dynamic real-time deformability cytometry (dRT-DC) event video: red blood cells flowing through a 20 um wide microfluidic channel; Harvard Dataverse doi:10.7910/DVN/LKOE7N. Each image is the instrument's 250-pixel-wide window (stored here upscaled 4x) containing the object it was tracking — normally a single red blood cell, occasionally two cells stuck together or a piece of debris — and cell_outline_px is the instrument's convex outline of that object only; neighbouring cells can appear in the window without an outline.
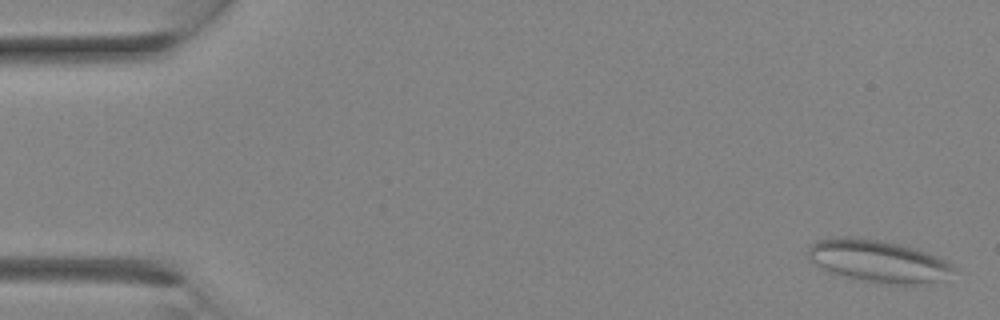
{"species": "Egyptian fruit bat (a non-hibernating species)", "species_latin": "Rousettus aegyptiacus", "temperature_condition": "room temperature", "stored_images_in_passage": 7, "camera_frame_rate_fps": 3000, "um_per_image_px": 0.085, "animal": {"sex": "female"}, "frame": {"image": 1, "passage_image": 1, "time_ms": 0.0, "image_size_px": [1000, 320], "cell_outline_px": [[956, 268], [944, 280], [912, 284], [900, 284], [868, 280], [828, 272], [812, 260], [808, 256], [808, 248], [816, 240], [832, 236], [876, 240], [900, 244], [916, 248], [948, 260]], "centroid_in_image_um": [74.68, 22.17], "position_along_channel_um": 10.3, "area_um2": 35.08}}
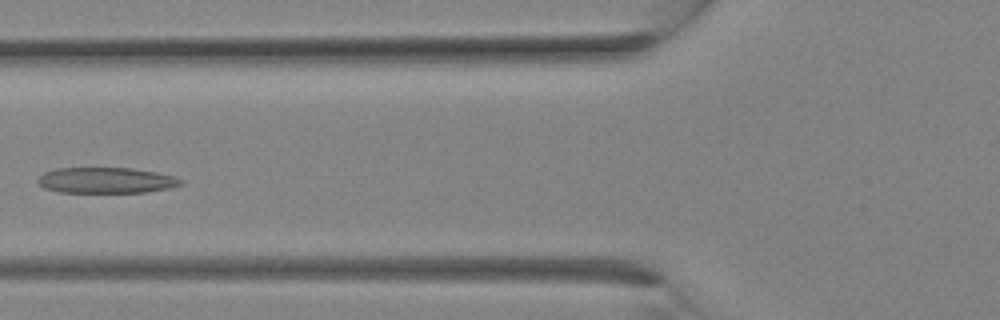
{"frame": {"image": 2, "passage_image": 6, "time_ms": 1.667, "image_size_px": [1000, 320], "cell_outline_px": [[184, 184], [168, 188], [148, 192], [60, 192], [44, 188], [36, 180], [44, 172], [56, 168], [132, 168], [156, 172], [172, 176], [184, 180]], "centroid_in_image_um": [9.03, 15.32], "position_along_channel_um": 116.8, "area_um2": 21.44}}